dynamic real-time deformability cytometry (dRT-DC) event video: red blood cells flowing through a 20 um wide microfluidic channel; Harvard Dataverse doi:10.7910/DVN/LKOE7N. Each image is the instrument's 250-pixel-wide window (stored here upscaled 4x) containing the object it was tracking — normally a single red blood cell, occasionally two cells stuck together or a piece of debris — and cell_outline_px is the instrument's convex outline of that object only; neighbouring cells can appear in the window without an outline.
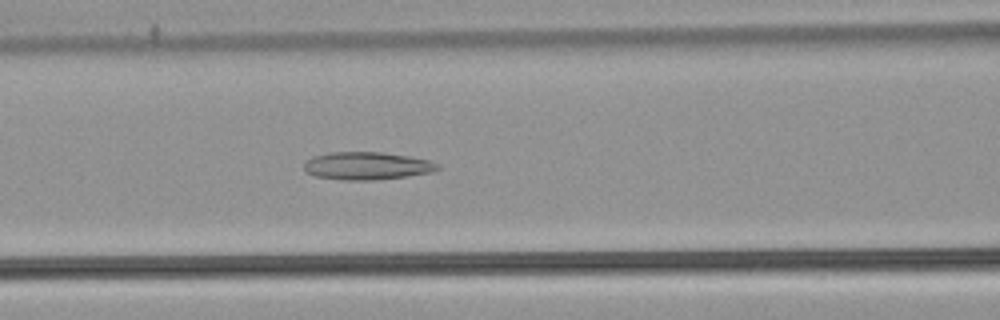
{"species": "common noctule bat (a hibernating species)", "species_latin": "Nyctalus noctula", "temperature_condition": "warm", "stored_images_in_passage": 43, "camera_frame_rate_fps": 3000, "um_per_image_px": 0.085, "animal": {"sex": "male", "body_mass_g": 21.5, "forearm_length_mm": 52.0}, "frame": {"image": 1, "passage_image": 13, "time_ms": 4.0, "image_size_px": [1000, 320], "cell_outline_px": [[440, 168], [432, 172], [408, 176], [372, 180], [340, 180], [316, 176], [304, 172], [304, 164], [312, 156], [328, 152], [380, 152], [408, 156], [428, 160], [440, 164]], "centroid_in_image_um": [31.17, 14.1], "position_along_channel_um": 135.4, "area_um2": 21.68}}
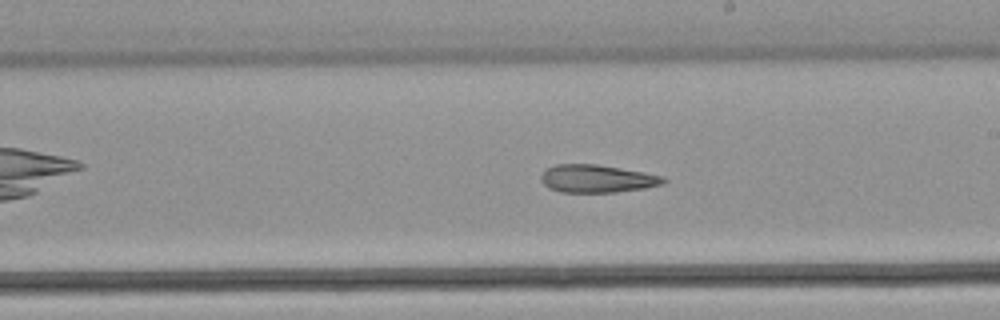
{"frame": {"image": 2, "passage_image": 21, "time_ms": 6.667, "image_size_px": [1000, 320], "cell_outline_px": [[668, 180], [664, 184], [644, 188], [616, 192], [560, 192], [548, 188], [540, 180], [540, 176], [544, 168], [556, 164], [596, 164], [644, 172], [664, 176]], "centroid_in_image_um": [50.72, 15.18], "position_along_channel_um": 238.3, "area_um2": 20.06}}
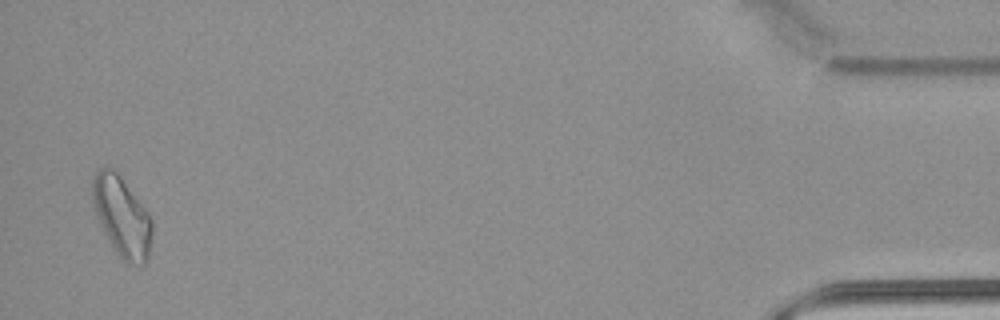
{"frame": {"image": 3, "passage_image": 42, "time_ms": 13.667, "image_size_px": [1000, 320], "cell_outline_px": [[152, 232], [148, 256], [144, 264], [128, 264], [120, 260], [100, 224], [92, 200], [92, 180], [96, 172], [100, 168], [112, 168], [120, 176], [148, 212], [152, 220]], "centroid_in_image_um": [10.36, 18.43], "position_along_channel_um": 424.8, "area_um2": 27.46}, "authors_computed_cell_mechanics": {"area_um2": 21.8484, "velocity_mm_per_s": 3.8698, "shape_relaxation_time_tau1_ms": null, "shape_relaxation_time_tau2_ms": 9.0411, "deformation_change_tau1": null, "deformation_change_tau2": 0.2231}}